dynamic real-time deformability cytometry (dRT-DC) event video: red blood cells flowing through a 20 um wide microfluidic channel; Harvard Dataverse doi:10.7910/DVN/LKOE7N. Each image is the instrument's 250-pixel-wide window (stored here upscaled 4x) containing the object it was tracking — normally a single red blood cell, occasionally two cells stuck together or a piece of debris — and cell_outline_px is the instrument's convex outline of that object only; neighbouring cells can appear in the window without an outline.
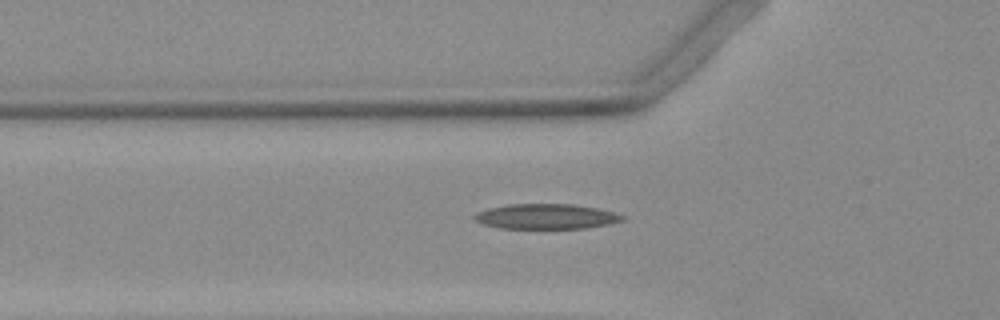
{"species": "Egyptian fruit bat (a non-hibernating species)", "species_latin": "Rousettus aegyptiacus", "temperature_condition": "warm", "stored_images_in_passage": 37, "camera_frame_rate_fps": 3000, "um_per_image_px": 0.085, "animal": {"sex": "female"}, "frame": {"image": 1, "passage_image": 5, "time_ms": 1.333, "image_size_px": [1000, 320], "cell_outline_px": [[624, 220], [608, 224], [584, 228], [500, 228], [484, 224], [476, 220], [472, 216], [488, 208], [508, 204], [572, 204], [596, 208], [616, 212], [624, 216]], "centroid_in_image_um": [46.44, 18.39], "position_along_channel_um": 79.4, "area_um2": 21.44}}
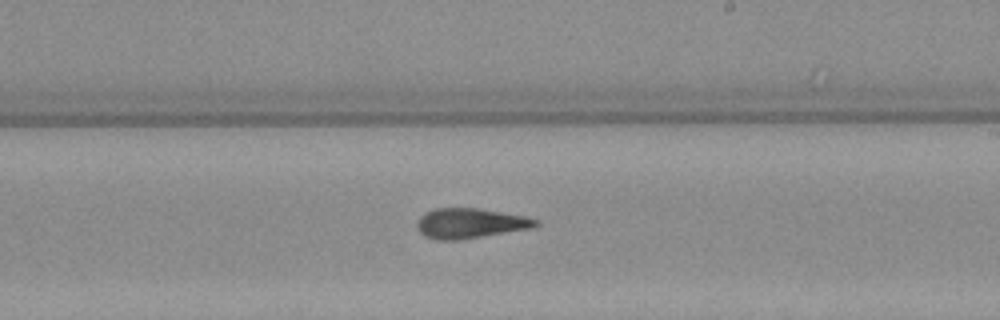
{"frame": {"image": 2, "passage_image": 18, "time_ms": 5.667, "image_size_px": [1000, 320], "cell_outline_px": [[540, 224], [532, 228], [460, 240], [436, 240], [424, 236], [416, 228], [416, 220], [424, 212], [436, 208], [476, 208], [524, 216], [540, 220]], "centroid_in_image_um": [39.92, 18.98], "position_along_channel_um": 249.1, "area_um2": 20.92}}
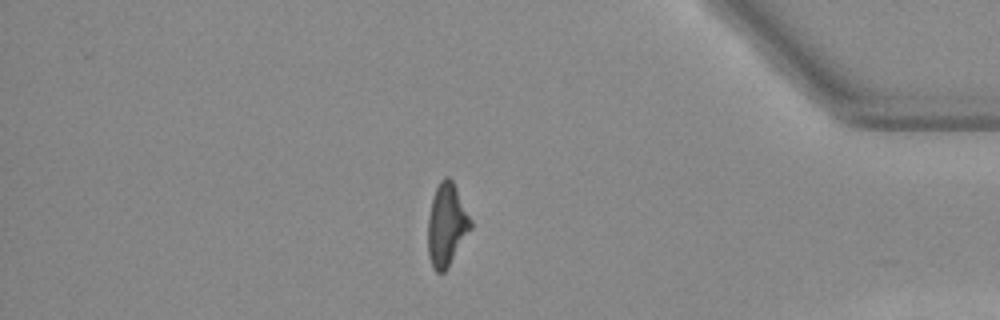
{"frame": {"image": 3, "passage_image": 32, "time_ms": 10.333, "image_size_px": [1000, 320], "cell_outline_px": [[472, 228], [448, 268], [444, 272], [436, 272], [432, 268], [428, 256], [428, 216], [432, 196], [440, 180], [444, 176], [448, 176], [452, 180], [472, 220]], "centroid_in_image_um": [37.96, 19.13], "position_along_channel_um": 397.2, "area_um2": 20.81}}